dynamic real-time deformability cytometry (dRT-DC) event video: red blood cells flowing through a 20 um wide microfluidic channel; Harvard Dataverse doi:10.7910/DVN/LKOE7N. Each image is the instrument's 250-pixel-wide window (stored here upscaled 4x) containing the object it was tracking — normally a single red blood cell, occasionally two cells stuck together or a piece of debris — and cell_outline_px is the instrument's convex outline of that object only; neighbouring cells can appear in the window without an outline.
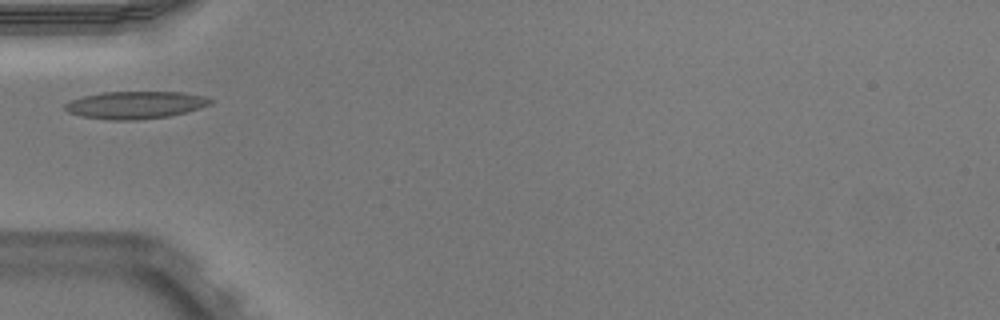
{"species": "Egyptian fruit bat (a non-hibernating species)", "species_latin": "Rousettus aegyptiacus", "temperature_condition": "warm", "stored_images_in_passage": 35, "camera_frame_rate_fps": 3000, "um_per_image_px": 0.085, "animal": {"sex": "male"}, "frame": {"image": 1, "passage_image": 1, "time_ms": 0.0, "image_size_px": [1000, 320], "cell_outline_px": [[212, 104], [188, 112], [168, 116], [136, 120], [108, 120], [80, 116], [68, 112], [64, 108], [64, 104], [72, 100], [84, 96], [104, 92], [180, 92], [204, 96], [212, 100]], "centroid_in_image_um": [11.51, 8.93], "position_along_channel_um": 73.5, "area_um2": 23.24}}
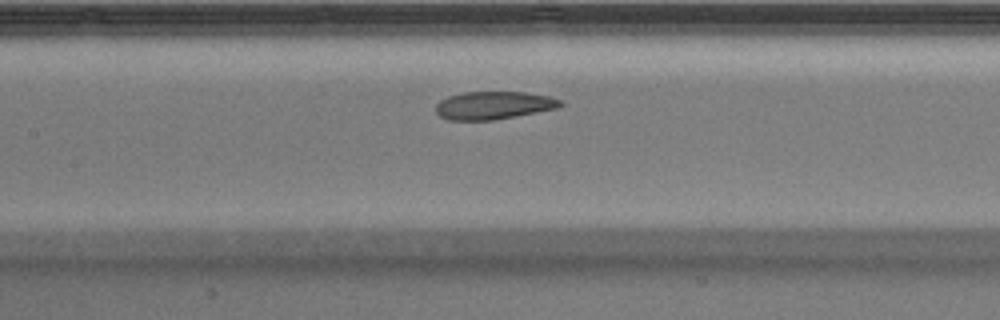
{"frame": {"image": 2, "passage_image": 8, "time_ms": 2.333, "image_size_px": [1000, 320], "cell_outline_px": [[564, 104], [560, 108], [492, 120], [448, 120], [440, 116], [436, 112], [436, 104], [440, 100], [448, 96], [464, 92], [524, 92], [548, 96], [560, 100]], "centroid_in_image_um": [41.96, 8.95], "position_along_channel_um": 165.4, "area_um2": 20.23}}
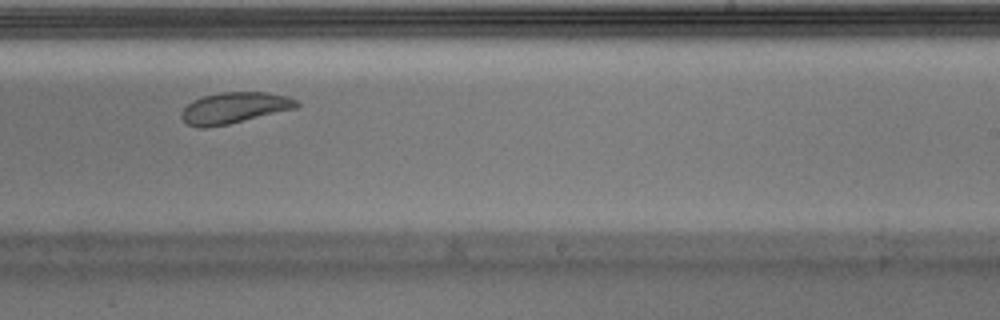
{"frame": {"image": 3, "passage_image": 16, "time_ms": 5.0, "image_size_px": [1000, 320], "cell_outline_px": [[300, 104], [296, 108], [228, 124], [204, 128], [196, 128], [188, 124], [180, 116], [180, 112], [192, 100], [204, 96], [220, 92], [268, 92], [288, 96], [296, 100]], "centroid_in_image_um": [19.9, 9.16], "position_along_channel_um": 269.1, "area_um2": 20.87}}